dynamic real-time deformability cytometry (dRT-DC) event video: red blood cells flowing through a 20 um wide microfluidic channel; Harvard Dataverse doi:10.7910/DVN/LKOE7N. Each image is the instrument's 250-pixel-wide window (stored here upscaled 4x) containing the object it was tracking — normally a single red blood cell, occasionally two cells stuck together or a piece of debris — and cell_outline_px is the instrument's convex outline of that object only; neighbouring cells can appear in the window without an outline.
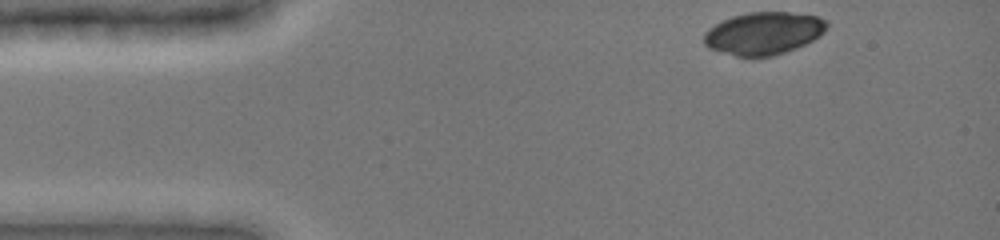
{"species": "common noctule bat (a hibernating species)", "species_latin": "Nyctalus noctula", "temperature_condition": "cold", "stored_images_in_passage": 31, "camera_frame_rate_fps": 3000, "um_per_image_px": 0.085, "animal": {"sex": "female", "body_mass_g": 19.0, "forearm_length_mm": 51.5}, "frame": {"image": 1, "passage_image": 1, "time_ms": 0.0, "image_size_px": [1000, 240], "cell_outline_px": [[828, 28], [820, 36], [796, 48], [772, 56], [736, 56], [708, 48], [704, 44], [704, 32], [708, 28], [732, 16], [748, 12], [788, 12], [816, 16], [828, 20]], "centroid_in_image_um": [64.92, 2.82], "position_along_channel_um": 20.1, "area_um2": 30.4}}
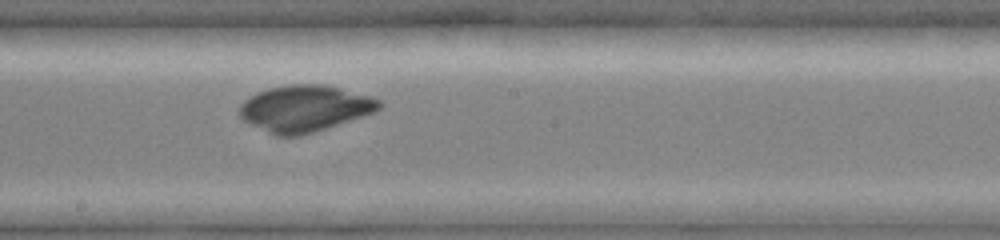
{"frame": {"image": 2, "passage_image": 24, "time_ms": 7.0, "image_size_px": [1000, 240], "cell_outline_px": [[384, 104], [380, 108], [364, 116], [300, 136], [276, 136], [244, 120], [240, 116], [240, 104], [244, 100], [256, 92], [268, 88], [288, 84], [324, 84], [372, 96], [380, 100]], "centroid_in_image_um": [25.91, 9.2], "position_along_channel_um": 222.3, "area_um2": 37.69}}
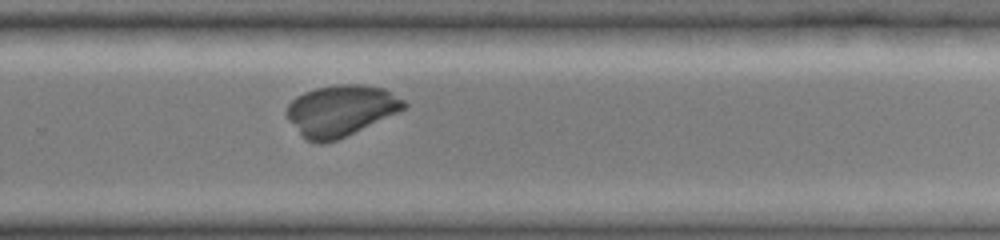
{"frame": {"image": 3, "passage_image": 31, "time_ms": 9.0, "image_size_px": [1000, 240], "cell_outline_px": [[408, 104], [404, 108], [396, 112], [336, 140], [324, 144], [320, 144], [308, 140], [288, 120], [284, 112], [288, 104], [296, 96], [304, 92], [316, 88], [336, 84], [364, 84], [384, 88], [404, 100]], "centroid_in_image_um": [28.92, 9.37], "position_along_channel_um": 300.9, "area_um2": 34.45}}